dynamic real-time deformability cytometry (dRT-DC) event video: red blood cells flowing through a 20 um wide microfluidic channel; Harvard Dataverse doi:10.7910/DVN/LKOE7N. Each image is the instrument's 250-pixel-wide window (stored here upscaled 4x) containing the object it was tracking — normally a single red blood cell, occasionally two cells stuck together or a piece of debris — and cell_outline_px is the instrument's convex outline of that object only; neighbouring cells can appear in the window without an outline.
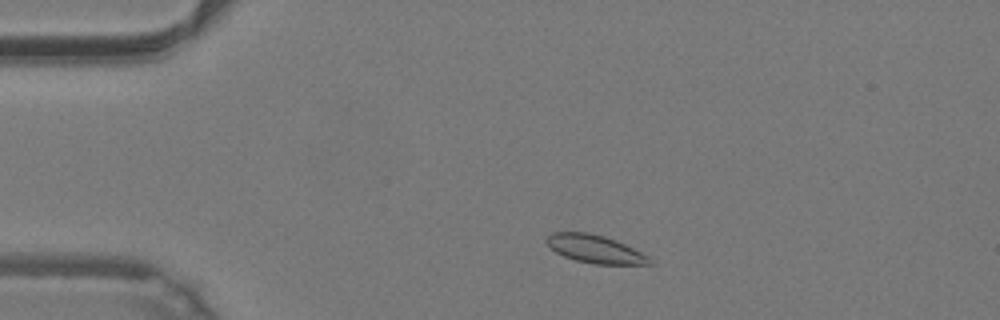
{"species": "common noctule bat (a hibernating species)", "species_latin": "Nyctalus noctula", "temperature_condition": "warm", "stored_images_in_passage": 44, "camera_frame_rate_fps": 3000, "um_per_image_px": 0.085, "animal": {"sex": "male", "body_mass_g": 19.2, "forearm_length_mm": 51.8}, "frame": {"image": 1, "passage_image": 5, "time_ms": 1.333, "image_size_px": [1000, 320], "cell_outline_px": [[652, 264], [596, 264], [576, 260], [564, 256], [556, 252], [544, 240], [552, 232], [588, 232], [604, 236], [616, 240], [648, 256], [652, 260]], "centroid_in_image_um": [50.56, 21.16], "position_along_channel_um": 34.4, "area_um2": 16.59}}
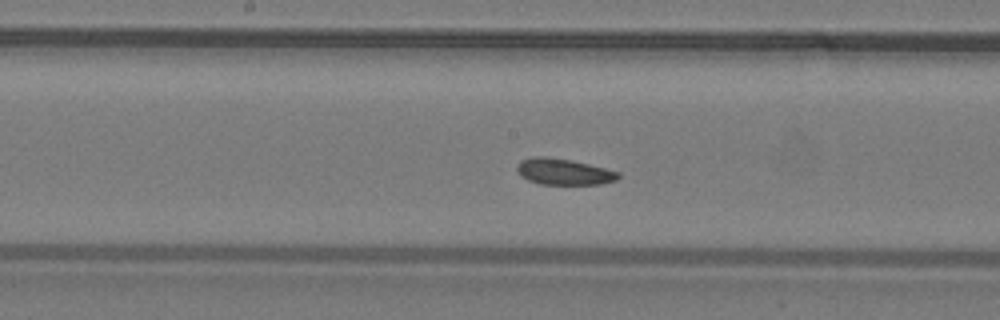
{"frame": {"image": 2, "passage_image": 20, "time_ms": 6.333, "image_size_px": [1000, 320], "cell_outline_px": [[620, 176], [616, 180], [600, 184], [540, 184], [528, 180], [520, 176], [516, 168], [520, 160], [532, 156], [548, 156], [572, 160], [620, 172]], "centroid_in_image_um": [47.88, 14.58], "position_along_channel_um": 200.3, "area_um2": 15.55}}
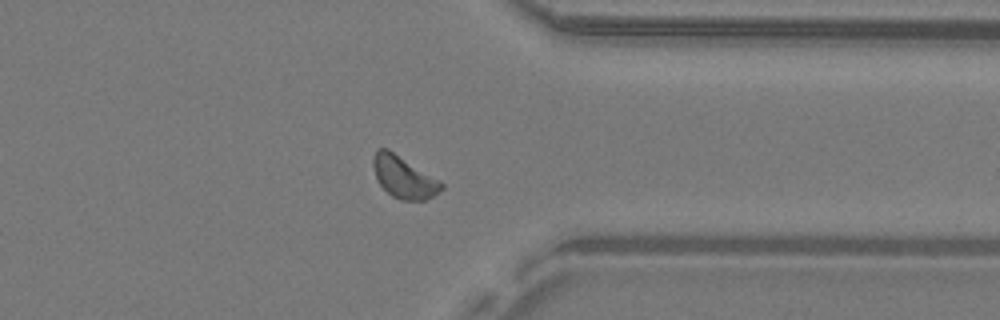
{"frame": {"image": 3, "passage_image": 33, "time_ms": 10.667, "image_size_px": [1000, 320], "cell_outline_px": [[444, 188], [432, 196], [424, 200], [400, 200], [392, 196], [376, 180], [372, 164], [372, 160], [376, 148], [388, 148], [440, 180], [444, 184]], "centroid_in_image_um": [34.3, 15.03], "position_along_channel_um": 377.1, "area_um2": 16.76}, "authors_computed_cell_mechanics": {"area_um2": 16.2418, "velocity_mm_per_s": 4.2135, "shape_relaxation_time_tau1_ms": null, "shape_relaxation_time_tau2_ms": 3.4334, "deformation_change_tau1": null, "deformation_change_tau2": 0.0766}}